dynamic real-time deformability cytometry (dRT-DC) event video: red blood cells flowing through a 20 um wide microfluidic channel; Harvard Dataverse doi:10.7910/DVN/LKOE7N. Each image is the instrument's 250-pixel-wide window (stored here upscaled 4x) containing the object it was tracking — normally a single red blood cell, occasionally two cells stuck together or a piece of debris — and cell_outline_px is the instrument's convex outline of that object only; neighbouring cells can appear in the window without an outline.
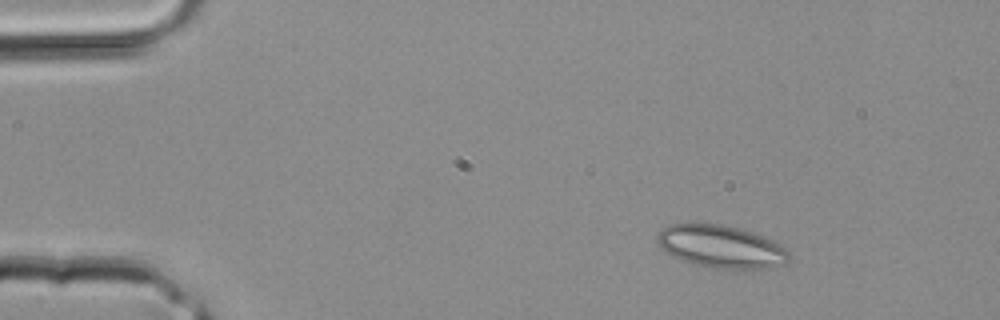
{"species": "common noctule bat (a hibernating species)", "species_latin": "Nyctalus noctula", "temperature_condition": "room temperature", "stored_images_in_passage": 39, "camera_frame_rate_fps": 3000, "um_per_image_px": 0.085, "animal": {"sex": "male", "body_mass_g": 20.4}, "frame": {"image": 1, "passage_image": 5, "time_ms": 1.333, "image_size_px": [1000, 320], "cell_outline_px": [[788, 264], [764, 268], [720, 268], [692, 264], [672, 256], [660, 248], [656, 240], [656, 236], [668, 224], [696, 220], [724, 224], [740, 228], [764, 236], [772, 240], [784, 248], [788, 252]], "centroid_in_image_um": [61.22, 20.9], "position_along_channel_um": 23.8, "area_um2": 33.35}}
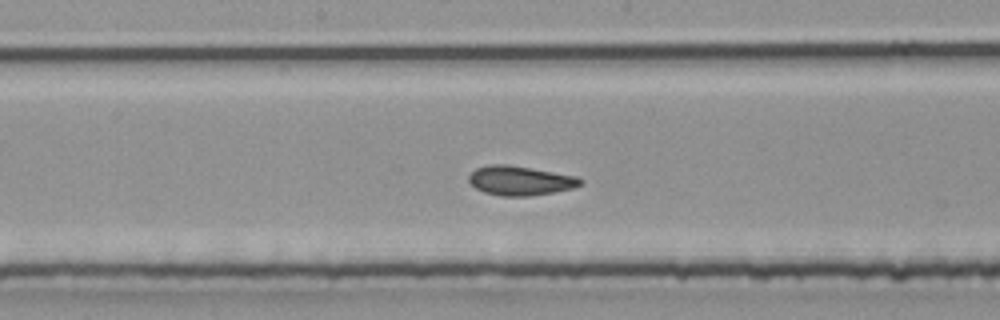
{"frame": {"image": 2, "passage_image": 20, "time_ms": 6.333, "image_size_px": [1000, 320], "cell_outline_px": [[584, 184], [572, 188], [552, 192], [528, 196], [500, 196], [484, 192], [476, 188], [468, 180], [468, 176], [476, 168], [488, 164], [508, 164], [532, 168], [576, 176], [584, 180]], "centroid_in_image_um": [44.21, 15.34], "position_along_channel_um": 204.0, "area_um2": 19.13}}
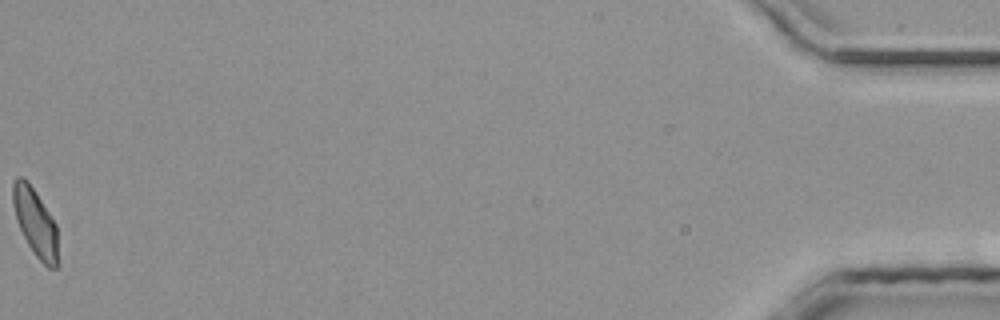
{"frame": {"image": 3, "passage_image": 39, "time_ms": 12.667, "image_size_px": [1000, 320], "cell_outline_px": [[56, 268], [48, 268], [32, 252], [16, 220], [12, 204], [12, 184], [16, 176], [24, 176], [28, 180], [36, 192], [56, 224]], "centroid_in_image_um": [2.95, 18.83], "position_along_channel_um": 432.3, "area_um2": 17.63}}